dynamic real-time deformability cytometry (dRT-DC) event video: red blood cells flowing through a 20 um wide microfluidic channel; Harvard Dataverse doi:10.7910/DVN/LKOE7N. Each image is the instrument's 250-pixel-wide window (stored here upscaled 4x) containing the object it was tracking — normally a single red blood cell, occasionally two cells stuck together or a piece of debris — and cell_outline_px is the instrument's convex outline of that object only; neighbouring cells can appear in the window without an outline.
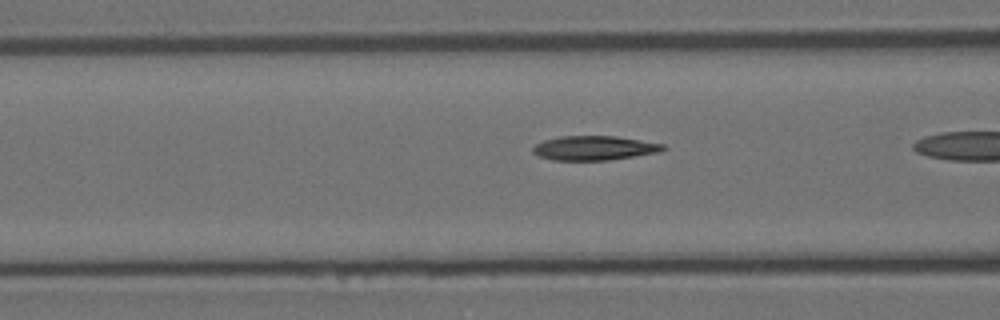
{"species": "Egyptian fruit bat (a non-hibernating species)", "species_latin": "Rousettus aegyptiacus", "temperature_condition": "room temperature", "stored_images_in_passage": 39, "camera_frame_rate_fps": 3000, "um_per_image_px": 0.085, "animal": {"sex": "female"}, "frame": {"image": 1, "passage_image": 17, "time_ms": 5.333, "image_size_px": [1000, 320], "cell_outline_px": [[668, 148], [660, 152], [608, 160], [552, 160], [540, 156], [532, 152], [532, 148], [536, 144], [544, 140], [560, 136], [616, 136], [664, 144]], "centroid_in_image_um": [50.52, 12.58], "position_along_channel_um": 116.1, "area_um2": 18.44}}
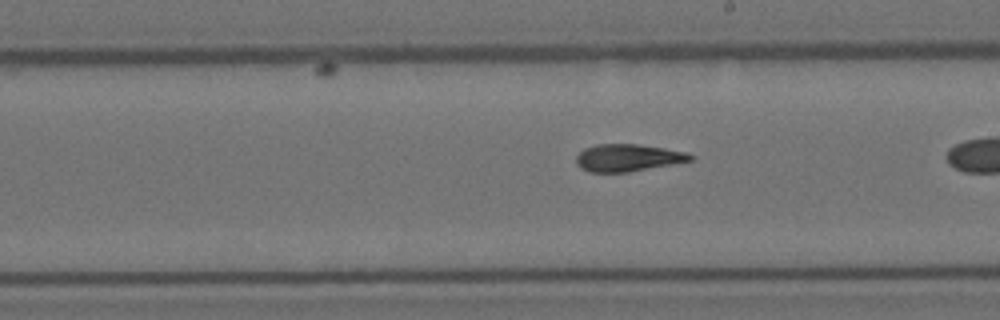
{"frame": {"image": 2, "passage_image": 27, "time_ms": 8.667, "image_size_px": [1000, 320], "cell_outline_px": [[696, 156], [692, 160], [672, 164], [628, 172], [588, 172], [580, 168], [576, 164], [576, 156], [584, 148], [596, 144], [636, 144], [664, 148], [688, 152]], "centroid_in_image_um": [53.36, 13.41], "position_along_channel_um": 235.6, "area_um2": 18.21}}
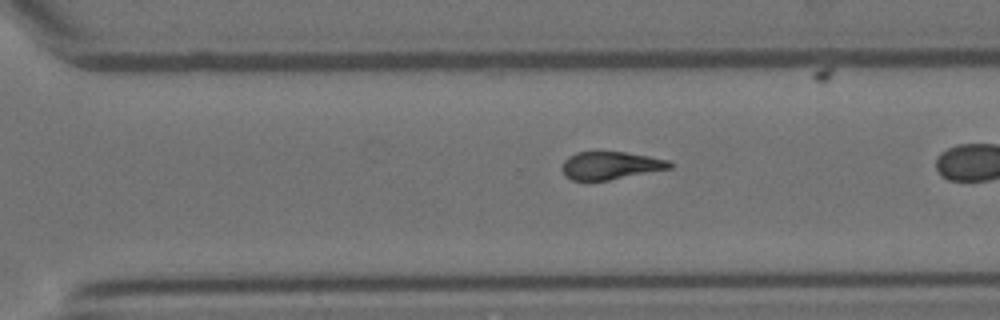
{"frame": {"image": 3, "passage_image": 34, "time_ms": 11.0, "image_size_px": [1000, 320], "cell_outline_px": [[672, 168], [608, 180], [572, 180], [564, 176], [560, 168], [564, 160], [568, 156], [576, 152], [624, 152], [648, 156], [668, 160], [672, 164]], "centroid_in_image_um": [51.84, 14.07], "position_along_channel_um": 318.8, "area_um2": 17.4}}